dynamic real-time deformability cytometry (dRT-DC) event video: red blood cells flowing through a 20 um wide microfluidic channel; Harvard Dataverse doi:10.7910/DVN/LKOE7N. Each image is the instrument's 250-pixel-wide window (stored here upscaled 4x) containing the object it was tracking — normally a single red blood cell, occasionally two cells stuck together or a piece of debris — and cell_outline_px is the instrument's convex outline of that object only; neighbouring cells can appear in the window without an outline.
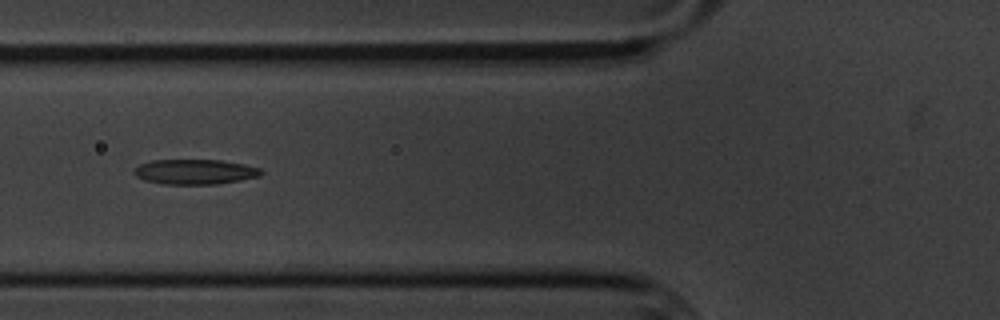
{"species": "common noctule bat (a hibernating species)", "species_latin": "Nyctalus noctula", "temperature_condition": "cold", "stored_images_in_passage": 3, "camera_frame_rate_fps": 3000, "um_per_image_px": 0.085, "animal": {"sex": "male", "body_mass_g": 20.1, "forearm_length_mm": 53.5}, "frame": {"image": 1, "passage_image": 2, "time_ms": 1.333, "image_size_px": [1000, 320], "cell_outline_px": [[264, 172], [260, 176], [240, 180], [216, 184], [164, 184], [144, 180], [136, 176], [132, 172], [140, 164], [152, 160], [220, 160], [244, 164], [260, 168]], "centroid_in_image_um": [16.58, 14.6], "position_along_channel_um": 109.2, "area_um2": 18.5}}
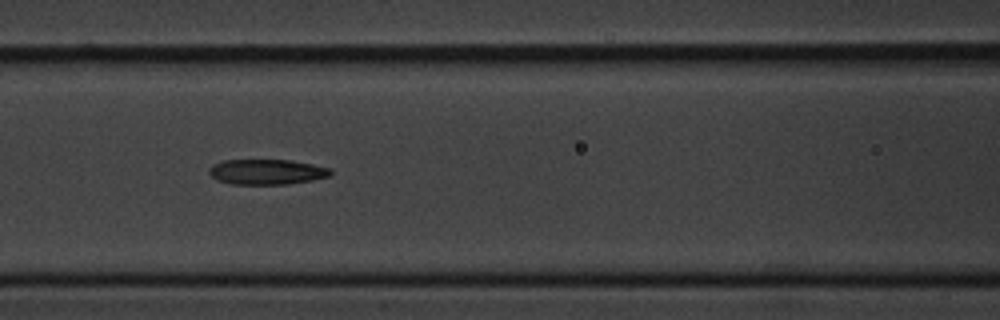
{"frame": {"image": 2, "passage_image": 3, "time_ms": 2.333, "image_size_px": [1000, 320], "cell_outline_px": [[332, 172], [328, 176], [312, 180], [288, 184], [232, 184], [216, 180], [208, 172], [208, 168], [212, 164], [224, 160], [292, 160], [332, 168]], "centroid_in_image_um": [22.65, 14.6], "position_along_channel_um": 143.9, "area_um2": 17.98}}